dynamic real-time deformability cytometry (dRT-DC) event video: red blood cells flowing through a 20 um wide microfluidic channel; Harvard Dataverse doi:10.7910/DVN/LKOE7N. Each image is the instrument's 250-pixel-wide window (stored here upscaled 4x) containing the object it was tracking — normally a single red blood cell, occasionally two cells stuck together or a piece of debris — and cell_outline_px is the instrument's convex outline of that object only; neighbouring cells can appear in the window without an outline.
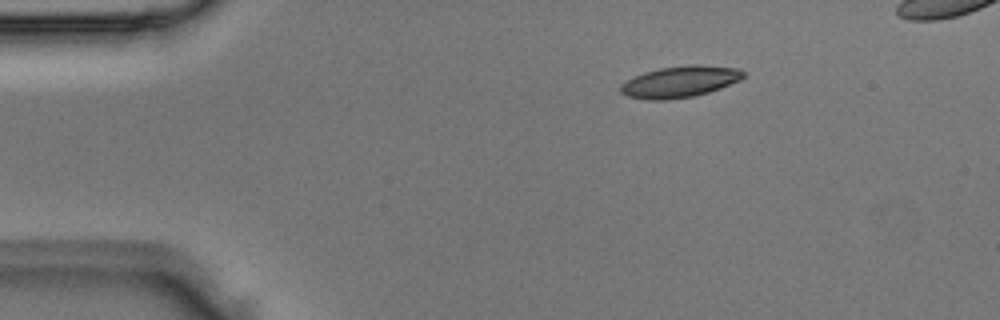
{"species": "Egyptian fruit bat (a non-hibernating species)", "species_latin": "Rousettus aegyptiacus", "temperature_condition": "room temperature", "stored_images_in_passage": 3, "camera_frame_rate_fps": 3000, "um_per_image_px": 0.085, "animal": {"sex": "male"}, "frame": {"image": 1, "passage_image": 1, "time_ms": 0.0, "image_size_px": [1000, 320], "cell_outline_px": [[744, 76], [740, 80], [720, 88], [708, 92], [692, 96], [664, 100], [648, 100], [628, 96], [620, 92], [620, 84], [644, 72], [660, 68], [692, 64], [696, 64], [740, 68], [744, 72]], "centroid_in_image_um": [57.8, 6.94], "position_along_channel_um": 27.2, "area_um2": 22.31}}